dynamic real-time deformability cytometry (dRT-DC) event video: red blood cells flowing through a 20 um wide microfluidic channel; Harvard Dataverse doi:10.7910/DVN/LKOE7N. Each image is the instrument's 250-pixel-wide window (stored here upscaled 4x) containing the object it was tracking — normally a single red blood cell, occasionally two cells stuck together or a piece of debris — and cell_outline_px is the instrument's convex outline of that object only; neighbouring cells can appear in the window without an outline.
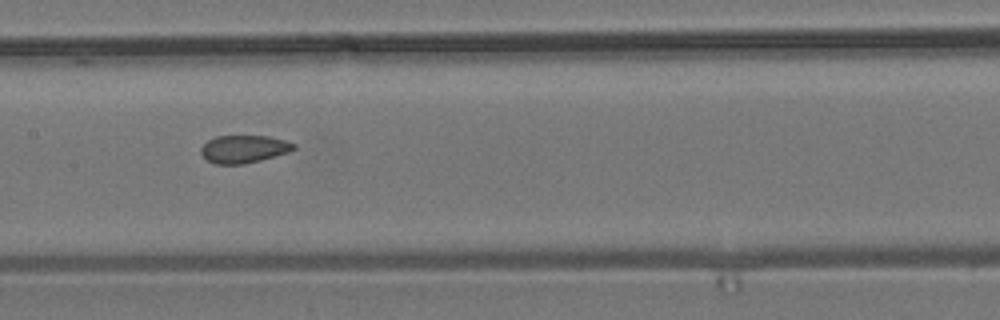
{"species": "common noctule bat (a hibernating species)", "species_latin": "Nyctalus noctula", "temperature_condition": "room temperature", "stored_images_in_passage": 14, "camera_frame_rate_fps": 3000, "um_per_image_px": 0.085, "animal": {"sex": "male", "body_mass_g": 19.2, "forearm_length_mm": 51.8}, "frame": {"image": 1, "passage_image": 10, "time_ms": 3.0, "image_size_px": [1000, 320], "cell_outline_px": [[296, 148], [288, 152], [260, 160], [244, 164], [216, 164], [208, 160], [200, 152], [200, 148], [208, 140], [216, 136], [268, 136], [284, 140], [296, 144]], "centroid_in_image_um": [20.72, 12.66], "position_along_channel_um": 186.7, "area_um2": 14.85}}
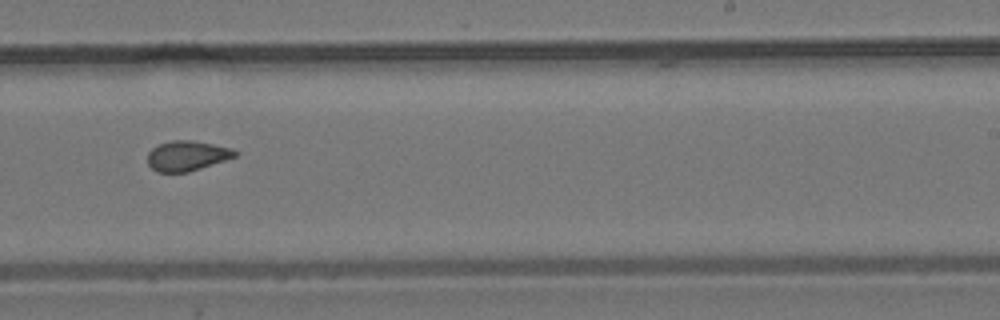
{"frame": {"image": 2, "passage_image": 12, "time_ms": 3.667, "image_size_px": [1000, 320], "cell_outline_px": [[236, 156], [188, 172], [156, 172], [148, 164], [148, 152], [152, 148], [160, 144], [172, 140], [192, 140], [232, 148], [236, 152]], "centroid_in_image_um": [15.86, 13.24], "position_along_channel_um": 273.1, "area_um2": 15.09}}